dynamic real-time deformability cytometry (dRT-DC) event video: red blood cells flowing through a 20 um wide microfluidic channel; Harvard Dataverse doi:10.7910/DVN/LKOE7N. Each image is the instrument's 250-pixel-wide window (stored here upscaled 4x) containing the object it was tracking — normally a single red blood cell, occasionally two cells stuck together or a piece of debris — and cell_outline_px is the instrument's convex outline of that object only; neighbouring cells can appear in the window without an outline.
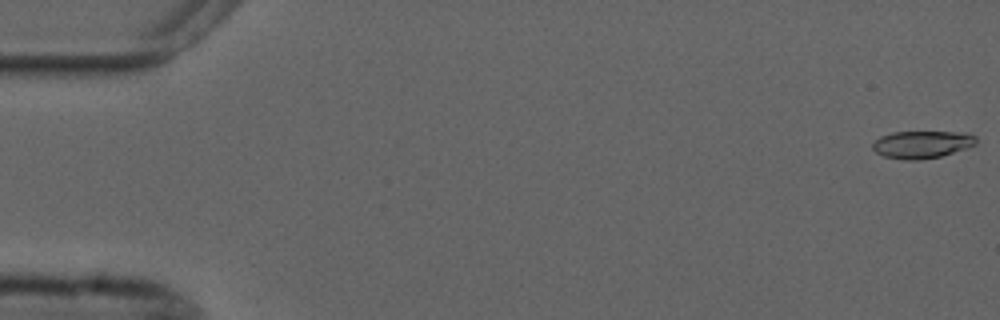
{"species": "common noctule bat (a hibernating species)", "species_latin": "Nyctalus noctula", "temperature_condition": "cold", "stored_images_in_passage": 55, "camera_frame_rate_fps": 3000, "um_per_image_px": 0.085, "animal": {"sex": "male", "forearm_length_mm": 52.5}, "frame": {"image": 1, "passage_image": 1, "time_ms": 0.0, "image_size_px": [1000, 320], "cell_outline_px": [[976, 144], [968, 148], [940, 156], [916, 160], [904, 160], [884, 156], [876, 152], [872, 148], [872, 144], [880, 136], [892, 132], [968, 132], [976, 136]], "centroid_in_image_um": [78.38, 12.27], "position_along_channel_um": 6.6, "area_um2": 16.59}}
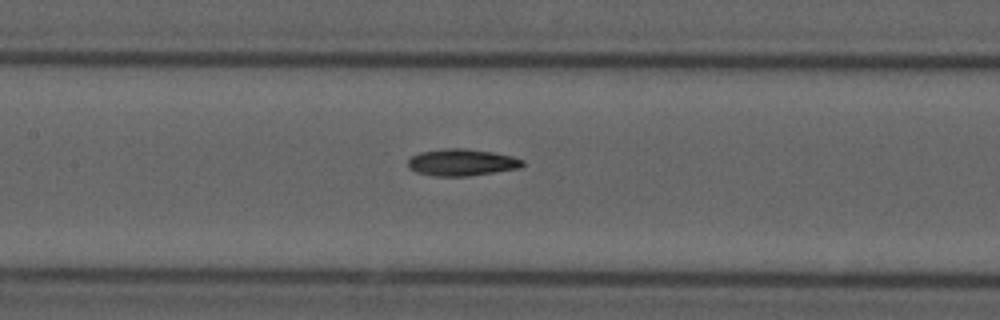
{"frame": {"image": 2, "passage_image": 26, "time_ms": 8.333, "image_size_px": [1000, 320], "cell_outline_px": [[524, 164], [520, 168], [468, 176], [436, 176], [416, 172], [408, 168], [408, 160], [412, 156], [420, 152], [448, 148], [464, 148], [492, 152], [512, 156], [524, 160]], "centroid_in_image_um": [39.25, 13.8], "position_along_channel_um": 168.2, "area_um2": 17.86}}
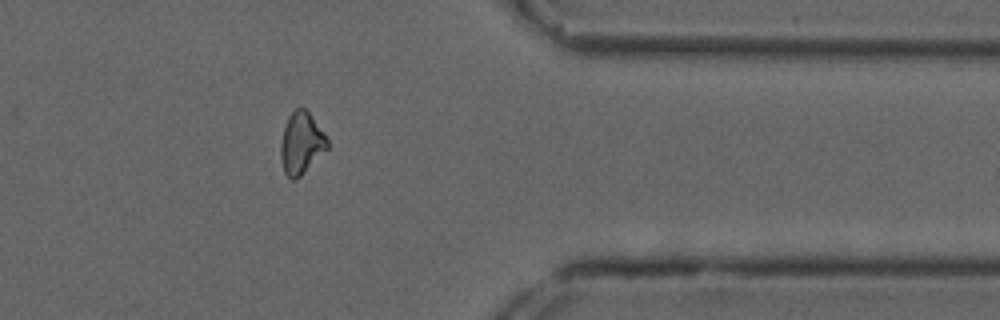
{"frame": {"image": 3, "passage_image": 45, "time_ms": 14.667, "image_size_px": [1000, 320], "cell_outline_px": [[328, 148], [296, 180], [292, 180], [284, 172], [280, 156], [280, 144], [284, 128], [288, 116], [296, 108], [304, 108], [308, 112], [328, 140]], "centroid_in_image_um": [25.58, 12.19], "position_along_channel_um": 385.8, "area_um2": 16.47}, "authors_computed_cell_mechanics": {"area_um2": 17.1088, "velocity_mm_per_s": 3.6902, "shape_relaxation_time_tau1_ms": null, "shape_relaxation_time_tau2_ms": 5.8988, "deformation_change_tau1": null, "deformation_change_tau2": 0.1433}}